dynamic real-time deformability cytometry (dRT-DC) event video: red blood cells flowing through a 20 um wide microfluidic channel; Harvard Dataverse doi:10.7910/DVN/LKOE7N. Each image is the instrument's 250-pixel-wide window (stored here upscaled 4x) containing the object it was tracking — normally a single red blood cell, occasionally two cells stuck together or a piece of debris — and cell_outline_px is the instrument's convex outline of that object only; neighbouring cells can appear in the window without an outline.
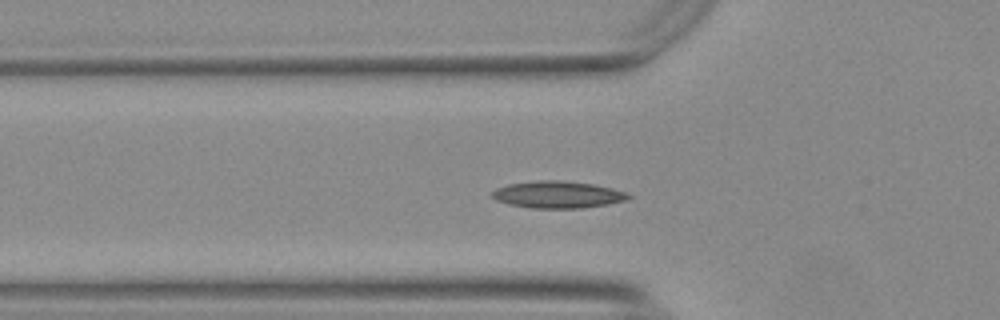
{"species": "Egyptian fruit bat (a non-hibernating species)", "species_latin": "Rousettus aegyptiacus", "temperature_condition": "warm", "stored_images_in_passage": 39, "camera_frame_rate_fps": 3000, "um_per_image_px": 0.085, "animal": {"sex": "female"}, "frame": {"image": 1, "passage_image": 2, "time_ms": 0.333, "image_size_px": [1000, 320], "cell_outline_px": [[632, 196], [628, 200], [608, 204], [580, 208], [532, 208], [508, 204], [496, 200], [492, 196], [492, 192], [496, 188], [508, 184], [540, 180], [560, 180], [596, 184], [628, 192]], "centroid_in_image_um": [47.45, 16.54], "position_along_channel_um": 78.4, "area_um2": 21.56}}
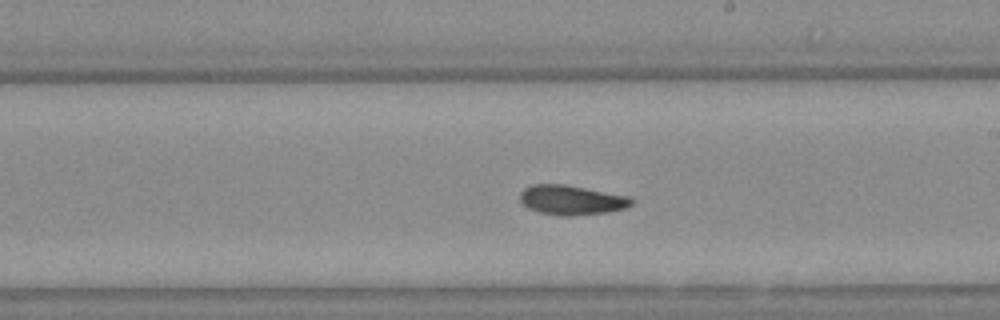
{"frame": {"image": 2, "passage_image": 15, "time_ms": 4.667, "image_size_px": [1000, 320], "cell_outline_px": [[632, 204], [624, 208], [608, 212], [572, 216], [560, 216], [540, 212], [528, 208], [520, 200], [520, 192], [524, 188], [532, 184], [564, 184], [632, 196]], "centroid_in_image_um": [48.59, 16.99], "position_along_channel_um": 240.4, "area_um2": 19.36}}
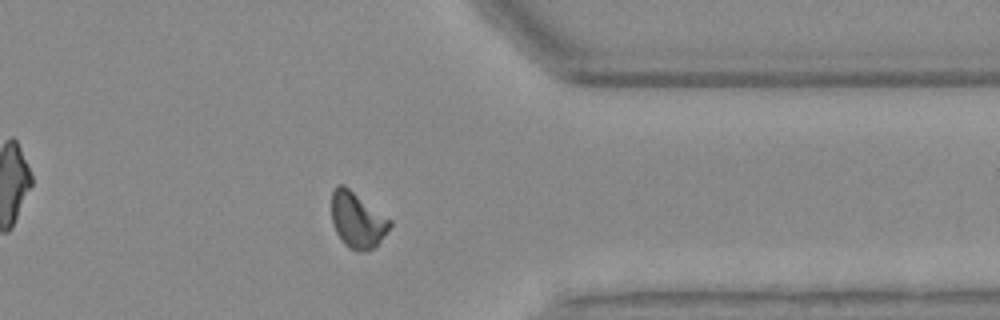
{"frame": {"image": 3, "passage_image": 27, "time_ms": 8.667, "image_size_px": [1000, 320], "cell_outline_px": [[392, 224], [376, 248], [364, 252], [356, 252], [348, 248], [344, 244], [336, 232], [332, 220], [332, 192], [336, 184], [344, 184], [392, 220]], "centroid_in_image_um": [30.39, 18.72], "position_along_channel_um": 381.0, "area_um2": 19.25}, "authors_computed_cell_mechanics": {"area_um2": 18.785, "velocity_mm_per_s": 3.7325, "shape_relaxation_time_tau1_ms": null, "shape_relaxation_time_tau2_ms": 3.7487, "deformation_change_tau1": null, "deformation_change_tau2": 0.0946}}